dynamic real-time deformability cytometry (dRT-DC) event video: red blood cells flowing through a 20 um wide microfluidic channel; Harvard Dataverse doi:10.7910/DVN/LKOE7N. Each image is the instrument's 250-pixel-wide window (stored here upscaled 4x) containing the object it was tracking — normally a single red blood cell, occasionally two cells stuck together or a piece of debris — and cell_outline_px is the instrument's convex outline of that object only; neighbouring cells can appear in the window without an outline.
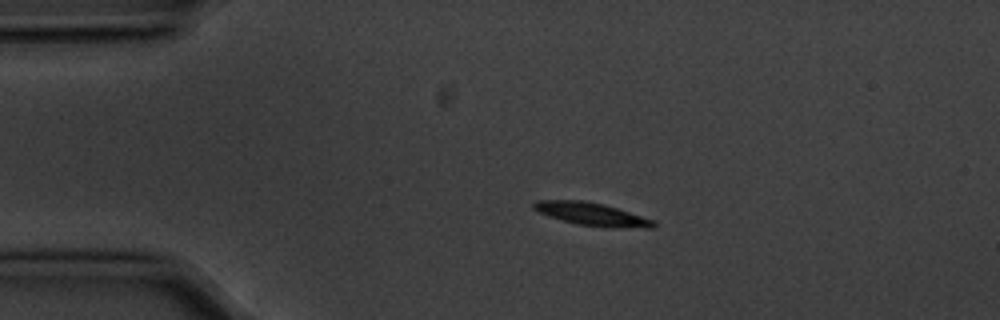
{"species": "common noctule bat (a hibernating species)", "species_latin": "Nyctalus noctula", "temperature_condition": "cold", "stored_images_in_passage": 3, "camera_frame_rate_fps": 3000, "um_per_image_px": 0.085, "animal": {"sex": "male", "body_mass_g": 20.1, "forearm_length_mm": 53.5}, "frame": {"image": 1, "passage_image": 2, "time_ms": 0.333, "image_size_px": [1000, 320], "cell_outline_px": [[656, 224], [652, 228], [604, 228], [576, 224], [548, 216], [532, 208], [532, 204], [536, 200], [580, 200], [600, 204], [616, 208], [656, 220]], "centroid_in_image_um": [50.32, 18.22], "position_along_channel_um": 34.7, "area_um2": 16.07}}